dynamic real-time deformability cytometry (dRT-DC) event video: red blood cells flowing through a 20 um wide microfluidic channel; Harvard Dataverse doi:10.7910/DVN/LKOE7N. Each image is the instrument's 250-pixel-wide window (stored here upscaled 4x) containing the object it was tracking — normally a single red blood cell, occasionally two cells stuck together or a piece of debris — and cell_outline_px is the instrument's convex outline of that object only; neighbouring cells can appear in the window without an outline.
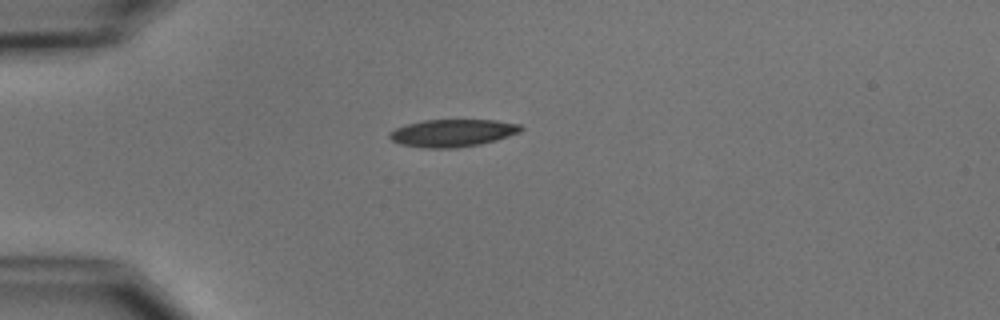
{"species": "common noctule bat (a hibernating species)", "species_latin": "Nyctalus noctula", "temperature_condition": "cold", "stored_images_in_passage": 3, "camera_frame_rate_fps": 3000, "um_per_image_px": 0.085, "animal": {"sex": "male", "body_mass_g": 15.6}, "frame": {"image": 1, "passage_image": 1, "time_ms": 0.0, "image_size_px": [1000, 320], "cell_outline_px": [[524, 128], [520, 132], [496, 140], [480, 144], [456, 148], [424, 148], [400, 144], [392, 140], [388, 136], [388, 132], [396, 128], [408, 124], [424, 120], [496, 120], [520, 124]], "centroid_in_image_um": [38.47, 11.3], "position_along_channel_um": 46.5, "area_um2": 21.04}}